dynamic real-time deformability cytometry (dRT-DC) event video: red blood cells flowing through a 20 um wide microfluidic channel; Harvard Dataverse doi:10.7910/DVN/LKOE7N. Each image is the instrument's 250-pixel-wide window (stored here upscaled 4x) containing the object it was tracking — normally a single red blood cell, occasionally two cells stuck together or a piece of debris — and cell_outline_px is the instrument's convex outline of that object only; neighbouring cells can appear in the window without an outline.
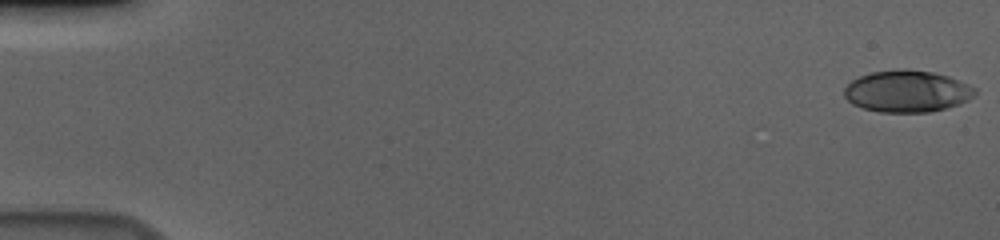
{"species": "human", "species_latin": "Homo sapiens", "temperature_condition": "cold", "stored_images_in_passage": 57, "camera_frame_rate_fps": 3000, "um_per_image_px": 0.085, "donor": {"sex": "male"}, "frame": {"image": 1, "passage_image": 1, "time_ms": 0.0, "image_size_px": [1000, 240], "cell_outline_px": [[976, 92], [968, 100], [960, 104], [928, 112], [880, 112], [864, 108], [852, 104], [844, 96], [844, 88], [852, 80], [860, 76], [872, 72], [900, 68], [904, 68], [932, 72], [948, 76], [976, 88]], "centroid_in_image_um": [77.08, 7.75], "position_along_channel_um": 7.9, "area_um2": 31.73}}
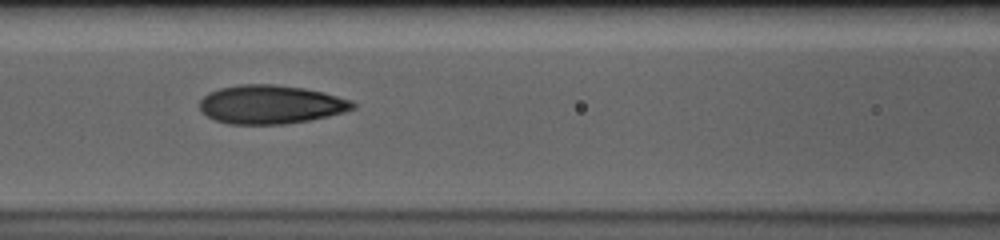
{"frame": {"image": 2, "passage_image": 26, "time_ms": 8.333, "image_size_px": [1000, 240], "cell_outline_px": [[356, 108], [344, 112], [312, 120], [284, 124], [228, 124], [216, 120], [200, 112], [200, 100], [208, 92], [220, 88], [240, 84], [276, 84], [304, 88], [324, 92], [352, 100], [356, 104]], "centroid_in_image_um": [23.03, 8.88], "position_along_channel_um": 143.6, "area_um2": 34.8}}
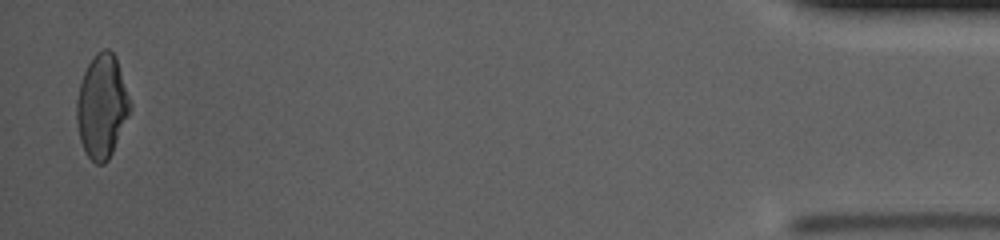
{"frame": {"image": 3, "passage_image": 56, "time_ms": 18.333, "image_size_px": [1000, 240], "cell_outline_px": [[132, 108], [112, 152], [108, 160], [104, 164], [96, 164], [88, 156], [80, 140], [76, 120], [76, 100], [80, 84], [84, 72], [92, 56], [96, 52], [104, 48], [108, 48], [116, 56], [132, 104]], "centroid_in_image_um": [8.67, 9.0], "position_along_channel_um": 426.5, "area_um2": 32.31}, "authors_computed_cell_mechanics": {"area_um2": 33.1194, "velocity_mm_per_s": 3.6698, "shape_relaxation_time_tau1_ms": 7.3017, "shape_relaxation_time_tau2_ms": 1.4558, "deformation_change_tau1": 0.1975, "deformation_change_tau2": 0.0821}}